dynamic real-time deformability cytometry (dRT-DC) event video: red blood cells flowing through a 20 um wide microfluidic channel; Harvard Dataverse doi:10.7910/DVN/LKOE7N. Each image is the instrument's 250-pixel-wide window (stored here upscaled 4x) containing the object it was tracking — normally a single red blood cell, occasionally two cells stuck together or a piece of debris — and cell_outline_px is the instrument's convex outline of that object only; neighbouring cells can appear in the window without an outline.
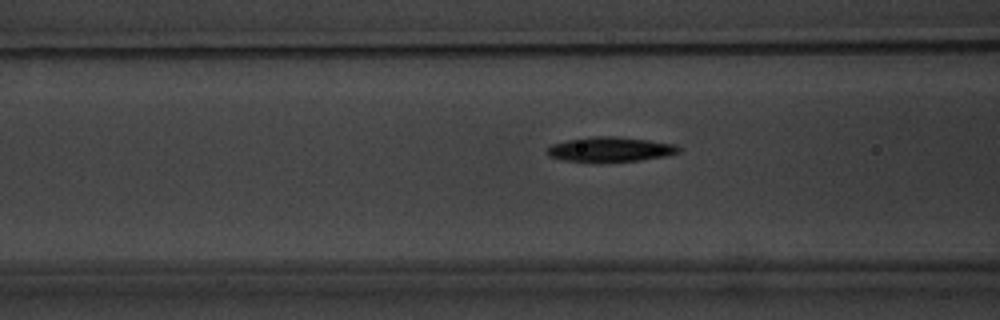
{"species": "common noctule bat (a hibernating species)", "species_latin": "Nyctalus noctula", "temperature_condition": "warm", "stored_images_in_passage": 40, "camera_frame_rate_fps": 3000, "um_per_image_px": 0.085, "animal": {"sex": "male", "body_mass_g": 20.1, "forearm_length_mm": 53.5}, "frame": {"image": 1, "passage_image": 13, "time_ms": 4.0, "image_size_px": [1000, 320], "cell_outline_px": [[680, 152], [664, 156], [640, 160], [596, 164], [560, 160], [548, 156], [548, 148], [552, 144], [564, 140], [592, 136], [616, 136], [648, 140], [676, 144], [680, 148]], "centroid_in_image_um": [51.81, 12.72], "position_along_channel_um": 114.8, "area_um2": 19.65}}
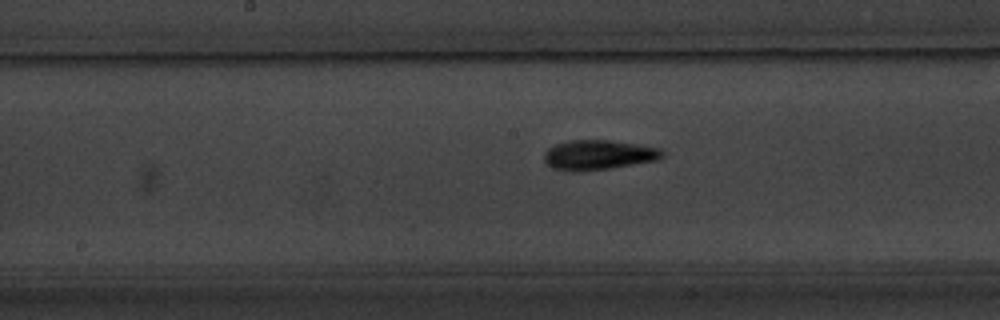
{"frame": {"image": 2, "passage_image": 20, "time_ms": 6.333, "image_size_px": [1000, 320], "cell_outline_px": [[664, 156], [660, 160], [612, 168], [580, 172], [568, 172], [552, 168], [544, 160], [544, 152], [548, 148], [556, 144], [572, 140], [608, 140], [660, 148], [664, 152]], "centroid_in_image_um": [50.87, 13.19], "position_along_channel_um": 197.3, "area_um2": 20.75}}
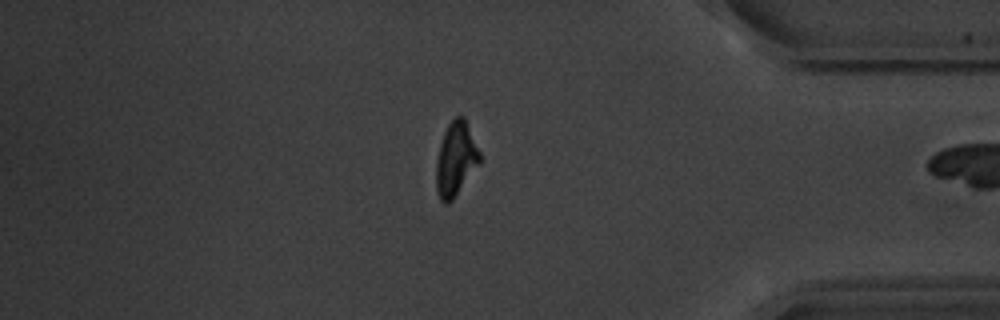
{"frame": {"image": 3, "passage_image": 39, "time_ms": 12.667, "image_size_px": [1000, 320], "cell_outline_px": [[480, 164], [452, 200], [448, 204], [444, 204], [440, 200], [436, 188], [436, 160], [440, 144], [444, 132], [448, 124], [456, 116], [464, 116], [480, 152]], "centroid_in_image_um": [38.74, 13.53], "position_along_channel_um": 396.5, "area_um2": 18.79}}